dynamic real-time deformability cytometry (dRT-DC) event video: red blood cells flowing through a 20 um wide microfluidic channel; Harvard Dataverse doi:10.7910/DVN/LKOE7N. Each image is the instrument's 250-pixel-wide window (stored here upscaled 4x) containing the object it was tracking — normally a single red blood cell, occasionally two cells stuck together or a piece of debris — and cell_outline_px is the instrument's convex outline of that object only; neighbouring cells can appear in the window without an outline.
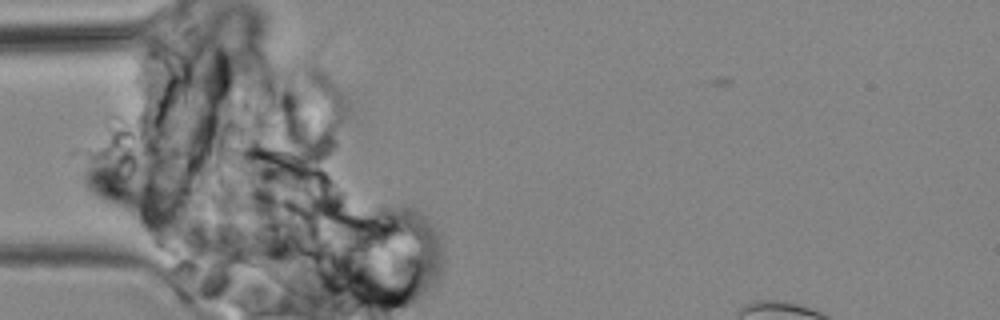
{"species": "common noctule bat (a hibernating species)", "species_latin": "Nyctalus noctula", "temperature_condition": "cold", "stored_images_in_passage": 4, "camera_frame_rate_fps": 3000, "um_per_image_px": 0.085, "animal": {"sex": "male", "body_mass_g": 19.2, "forearm_length_mm": 51.8}, "frame": {"image": 1, "passage_image": 3, "time_ms": 2.333, "image_size_px": [1000, 320], "cell_outline_px": [[172, 212], [168, 224], [164, 228], [152, 232], [144, 228], [96, 196], [88, 188], [84, 180], [84, 168], [96, 152], [100, 148], [104, 148], [132, 156], [136, 160], [164, 196], [172, 208]], "centroid_in_image_um": [10.82, 16.05], "position_along_channel_um": 74.2, "area_um2": 30.52}}